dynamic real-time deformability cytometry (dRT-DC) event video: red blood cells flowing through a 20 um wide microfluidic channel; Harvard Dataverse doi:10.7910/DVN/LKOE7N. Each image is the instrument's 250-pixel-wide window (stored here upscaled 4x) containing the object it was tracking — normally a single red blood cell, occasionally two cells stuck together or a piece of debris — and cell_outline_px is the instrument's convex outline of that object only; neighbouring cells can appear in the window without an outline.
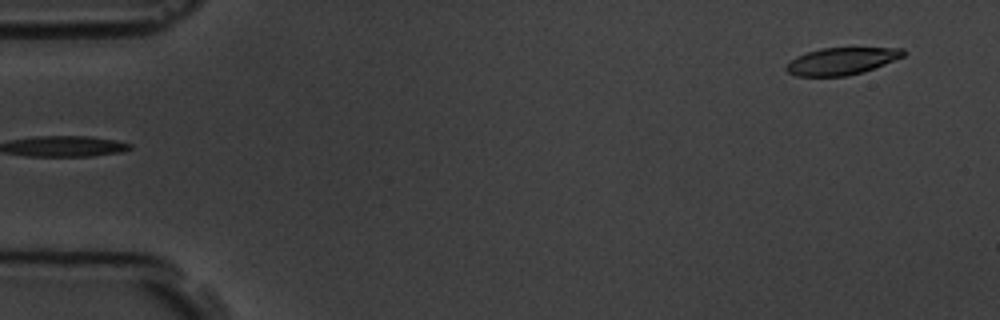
{"species": "common noctule bat (a hibernating species)", "species_latin": "Nyctalus noctula", "temperature_condition": "room temperature", "stored_images_in_passage": 5, "segment_of_instrument_passage": [2, 2], "camera_frame_rate_fps": 3000, "um_per_image_px": 0.085, "animal": {"sex": "male", "body_mass_g": 19.5, "forearm_length_mm": 54.6}, "frame": {"image": 1, "passage_image": 5, "time_ms": 5.667, "image_size_px": [1000, 320], "cell_outline_px": [[904, 56], [864, 72], [848, 76], [796, 76], [788, 72], [784, 68], [796, 56], [820, 48], [904, 48]], "centroid_in_image_um": [71.52, 5.2], "position_along_channel_um": 13.5, "area_um2": 18.38}}